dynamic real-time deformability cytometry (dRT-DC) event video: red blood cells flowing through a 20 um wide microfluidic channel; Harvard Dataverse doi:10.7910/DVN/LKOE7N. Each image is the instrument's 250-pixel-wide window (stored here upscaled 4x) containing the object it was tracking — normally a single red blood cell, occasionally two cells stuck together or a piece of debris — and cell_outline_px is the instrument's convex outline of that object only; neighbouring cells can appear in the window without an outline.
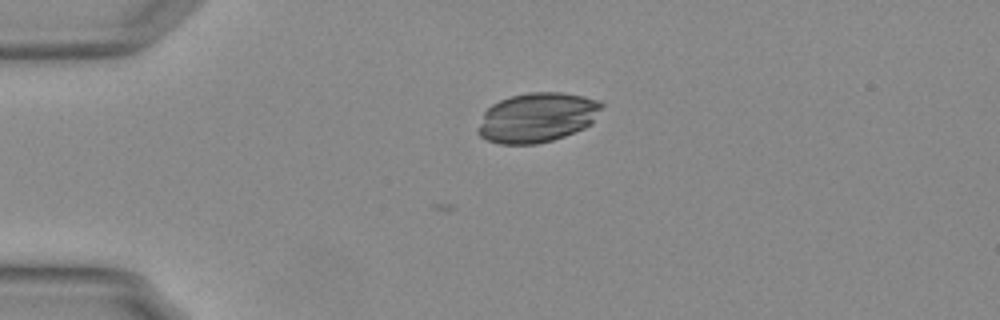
{"species": "Egyptian fruit bat (a non-hibernating species)", "species_latin": "Rousettus aegyptiacus", "temperature_condition": "warm", "stored_images_in_passage": 2, "camera_frame_rate_fps": 3000, "um_per_image_px": 0.085, "animal": {"sex": "female"}, "frame": {"image": 1, "passage_image": 2, "time_ms": 0.333, "image_size_px": [1000, 320], "cell_outline_px": [[604, 104], [592, 124], [584, 128], [564, 136], [552, 140], [536, 144], [500, 144], [488, 140], [480, 136], [476, 132], [484, 112], [492, 104], [500, 100], [512, 96], [528, 92], [564, 92], [584, 96], [596, 100]], "centroid_in_image_um": [45.67, 9.98], "position_along_channel_um": 39.3, "area_um2": 35.78}}